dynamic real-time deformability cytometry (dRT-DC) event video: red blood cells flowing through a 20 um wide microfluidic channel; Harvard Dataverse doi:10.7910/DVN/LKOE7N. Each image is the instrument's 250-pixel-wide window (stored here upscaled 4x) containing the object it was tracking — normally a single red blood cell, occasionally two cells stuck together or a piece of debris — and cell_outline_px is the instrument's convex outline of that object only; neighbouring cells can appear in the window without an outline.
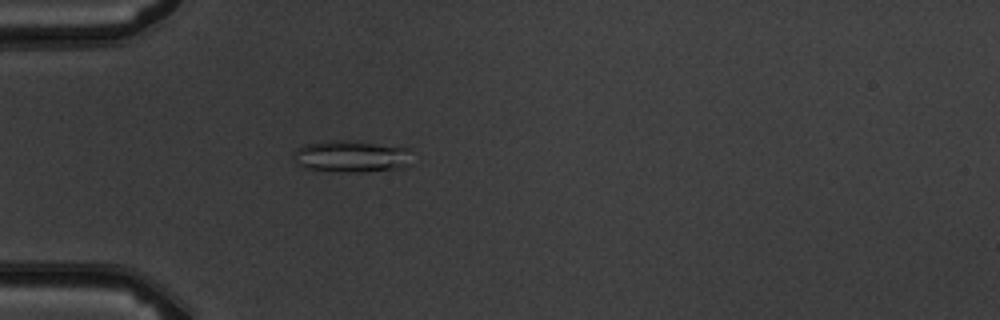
{"species": "common noctule bat (a hibernating species)", "species_latin": "Nyctalus noctula", "temperature_condition": "warm", "stored_images_in_passage": 5, "camera_frame_rate_fps": 3000, "um_per_image_px": 0.085, "animal": {"sex": "male", "body_mass_g": 19.5, "forearm_length_mm": 54.6}, "frame": {"image": 1, "passage_image": 5, "time_ms": 4.667, "image_size_px": [1000, 320], "cell_outline_px": [[408, 164], [404, 168], [364, 172], [340, 172], [308, 168], [300, 164], [292, 156], [292, 152], [296, 148], [308, 144], [332, 140], [344, 140], [408, 148]], "centroid_in_image_um": [29.83, 13.3], "position_along_channel_um": 55.2, "area_um2": 21.56}}